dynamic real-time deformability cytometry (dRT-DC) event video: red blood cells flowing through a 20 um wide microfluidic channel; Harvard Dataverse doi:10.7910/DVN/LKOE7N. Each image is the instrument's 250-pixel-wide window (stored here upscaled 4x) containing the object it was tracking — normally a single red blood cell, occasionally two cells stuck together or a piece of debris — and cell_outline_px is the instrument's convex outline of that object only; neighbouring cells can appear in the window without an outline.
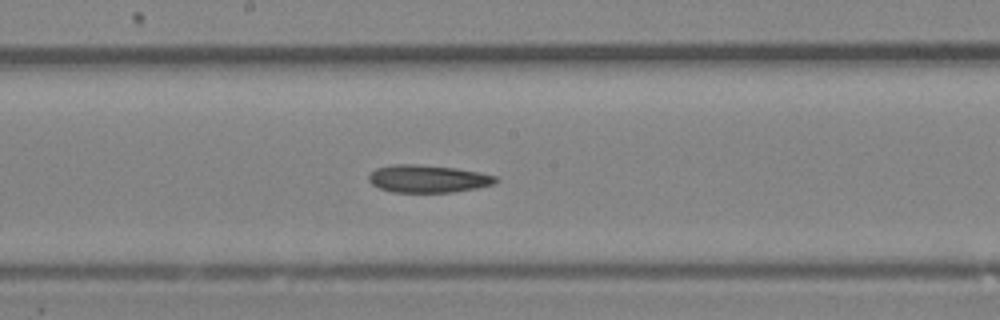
{"species": "Egyptian fruit bat (a non-hibernating species)", "species_latin": "Rousettus aegyptiacus", "temperature_condition": "room temperature", "stored_images_in_passage": 23, "camera_frame_rate_fps": 3000, "um_per_image_px": 0.085, "animal": {"sex": "female"}, "frame": {"image": 1, "passage_image": 13, "time_ms": 4.0, "image_size_px": [1000, 320], "cell_outline_px": [[500, 180], [496, 184], [476, 188], [452, 192], [392, 192], [380, 188], [372, 184], [368, 180], [368, 176], [376, 168], [392, 164], [420, 164], [456, 168], [480, 172], [496, 176]], "centroid_in_image_um": [36.4, 15.19], "position_along_channel_um": 211.8, "area_um2": 20.58}}
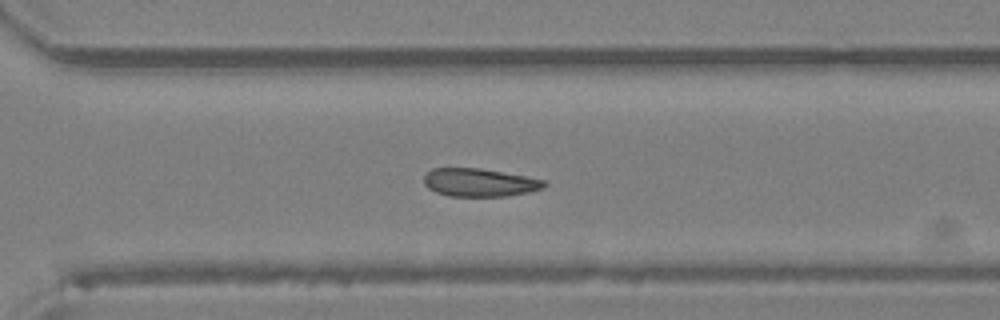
{"frame": {"image": 2, "passage_image": 19, "time_ms": 6.0, "image_size_px": [1000, 320], "cell_outline_px": [[548, 184], [544, 188], [528, 192], [508, 196], [448, 196], [436, 192], [428, 188], [424, 184], [424, 172], [432, 168], [480, 168], [524, 176], [544, 180]], "centroid_in_image_um": [40.72, 15.51], "position_along_channel_um": 329.9, "area_um2": 19.77}}